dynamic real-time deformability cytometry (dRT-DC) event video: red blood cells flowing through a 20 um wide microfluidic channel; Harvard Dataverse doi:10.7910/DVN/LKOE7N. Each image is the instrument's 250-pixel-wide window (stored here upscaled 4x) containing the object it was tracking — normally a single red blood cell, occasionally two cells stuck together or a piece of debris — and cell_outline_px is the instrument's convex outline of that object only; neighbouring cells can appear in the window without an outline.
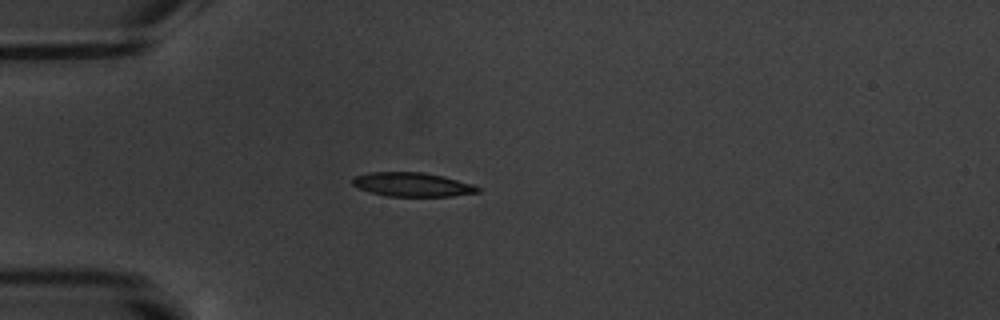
{"species": "common noctule bat (a hibernating species)", "species_latin": "Nyctalus noctula", "temperature_condition": "warm", "stored_images_in_passage": 5, "camera_frame_rate_fps": 3000, "um_per_image_px": 0.085, "animal": {"sex": "male", "body_mass_g": 20.1, "forearm_length_mm": 53.5}, "frame": {"image": 1, "passage_image": 4, "time_ms": 3.333, "image_size_px": [1000, 320], "cell_outline_px": [[480, 192], [452, 196], [388, 196], [372, 192], [360, 188], [352, 184], [352, 180], [356, 176], [368, 172], [424, 172], [444, 176], [472, 184], [480, 188]], "centroid_in_image_um": [35.08, 15.68], "position_along_channel_um": 49.9, "area_um2": 17.4}}